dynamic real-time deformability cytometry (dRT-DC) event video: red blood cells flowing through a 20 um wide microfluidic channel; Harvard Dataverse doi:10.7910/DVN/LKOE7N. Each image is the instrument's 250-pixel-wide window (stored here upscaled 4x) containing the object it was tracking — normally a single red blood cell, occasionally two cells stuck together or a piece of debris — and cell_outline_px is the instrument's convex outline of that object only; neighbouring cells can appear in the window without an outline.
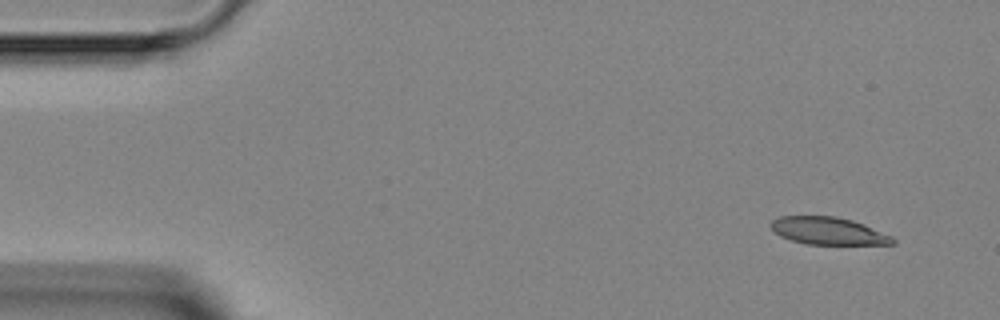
{"species": "Egyptian fruit bat (a non-hibernating species)", "species_latin": "Rousettus aegyptiacus", "temperature_condition": "room temperature", "stored_images_in_passage": 4, "camera_frame_rate_fps": 3000, "um_per_image_px": 0.085, "animal": {"sex": "female"}, "frame": {"image": 1, "passage_image": 1, "time_ms": 0.0, "image_size_px": [1000, 320], "cell_outline_px": [[896, 244], [804, 244], [780, 236], [768, 224], [772, 220], [780, 216], [836, 216], [852, 220], [864, 224], [892, 236], [896, 240]], "centroid_in_image_um": [70.4, 19.62], "position_along_channel_um": 14.6, "area_um2": 19.48}}
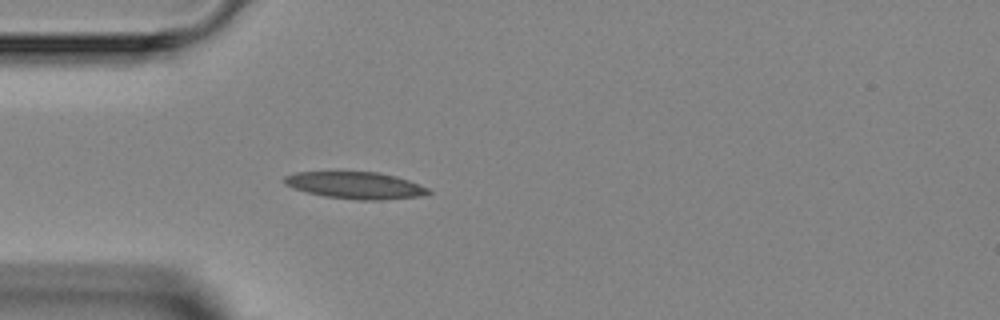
{"frame": {"image": 2, "passage_image": 4, "time_ms": 3.333, "image_size_px": [1000, 320], "cell_outline_px": [[432, 192], [428, 196], [380, 200], [360, 200], [324, 196], [308, 192], [284, 184], [284, 176], [296, 172], [380, 172], [396, 176], [408, 180], [428, 188]], "centroid_in_image_um": [30.28, 15.76], "position_along_channel_um": 54.7, "area_um2": 22.6}}